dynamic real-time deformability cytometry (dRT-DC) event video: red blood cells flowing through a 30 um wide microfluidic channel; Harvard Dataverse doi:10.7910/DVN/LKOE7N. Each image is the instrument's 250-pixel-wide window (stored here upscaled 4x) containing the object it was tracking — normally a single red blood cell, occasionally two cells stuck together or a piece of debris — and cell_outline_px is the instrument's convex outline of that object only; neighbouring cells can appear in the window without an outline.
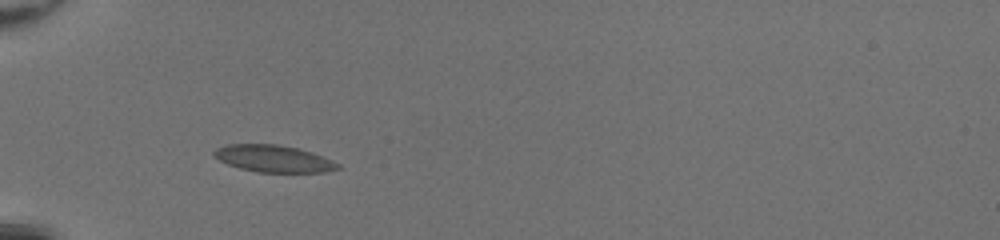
{"species": "common noctule bat (a hibernating species)", "species_latin": "Nyctalus noctula", "temperature_condition": "room temperature", "stored_images_in_passage": 33, "camera_frame_rate_fps": 3000, "um_per_image_px": 0.085, "animal": {"sex": "female", "body_mass_g": 20.0, "forearm_length_mm": 54.0}, "frame": {"image": 1, "passage_image": 1, "time_ms": 0.0, "image_size_px": [1000, 240], "cell_outline_px": [[340, 168], [324, 172], [260, 172], [240, 168], [228, 164], [220, 160], [212, 152], [216, 148], [224, 144], [280, 144], [312, 152], [332, 160], [340, 164]], "centroid_in_image_um": [23.25, 13.47], "position_along_channel_um": 61.7, "area_um2": 19.36}}
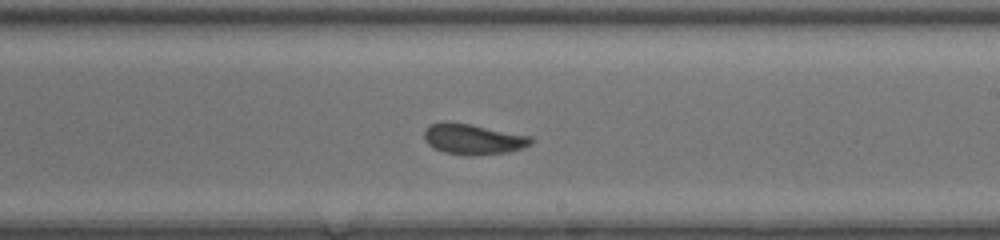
{"frame": {"image": 2, "passage_image": 15, "time_ms": 4.667, "image_size_px": [1000, 240], "cell_outline_px": [[532, 144], [524, 148], [508, 152], [472, 156], [468, 156], [444, 152], [428, 144], [424, 140], [424, 132], [428, 124], [444, 120], [472, 124], [532, 136]], "centroid_in_image_um": [40.21, 11.81], "position_along_channel_um": 248.8, "area_um2": 19.42}}
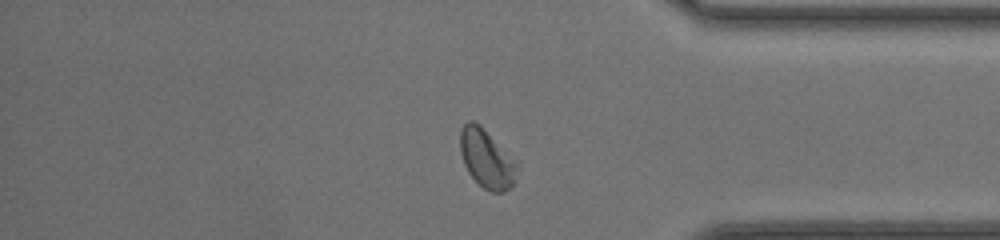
{"frame": {"image": 3, "passage_image": 26, "time_ms": 8.333, "image_size_px": [1000, 240], "cell_outline_px": [[520, 164], [516, 180], [504, 192], [492, 192], [484, 188], [468, 172], [464, 164], [460, 152], [460, 128], [468, 120], [472, 120], [480, 124]], "centroid_in_image_um": [41.39, 13.47], "position_along_channel_um": 393.8, "area_um2": 19.65}, "authors_computed_cell_mechanics": {"area_um2": 19.0162, "velocity_mm_per_s": 4.251, "shape_relaxation_time_tau1_ms": null, "shape_relaxation_time_tau2_ms": 1.4244, "deformation_change_tau1": null, "deformation_change_tau2": 0.057}}